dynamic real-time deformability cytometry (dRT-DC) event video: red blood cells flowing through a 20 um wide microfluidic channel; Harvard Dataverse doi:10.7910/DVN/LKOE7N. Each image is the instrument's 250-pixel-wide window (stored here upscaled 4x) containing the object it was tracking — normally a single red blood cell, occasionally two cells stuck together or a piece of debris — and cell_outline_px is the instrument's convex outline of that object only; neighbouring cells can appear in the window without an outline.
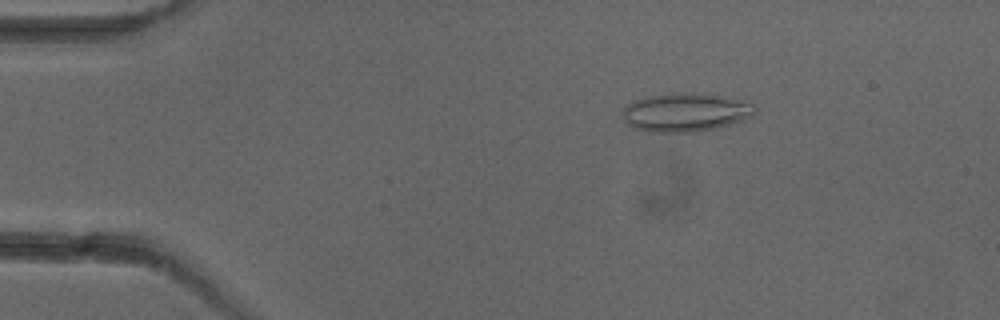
{"species": "common noctule bat (a hibernating species)", "species_latin": "Nyctalus noctula", "temperature_condition": "cold", "stored_images_in_passage": 6, "camera_frame_rate_fps": 3000, "um_per_image_px": 0.085, "animal": {"sex": "female"}, "frame": {"image": 1, "passage_image": 3, "time_ms": 2.333, "image_size_px": [1000, 320], "cell_outline_px": [[756, 112], [752, 116], [744, 120], [716, 128], [696, 132], [648, 132], [636, 128], [628, 124], [624, 120], [624, 108], [628, 104], [644, 96], [668, 92], [696, 92], [724, 96], [752, 104], [756, 108]], "centroid_in_image_um": [58.27, 9.53], "position_along_channel_um": 26.7, "area_um2": 30.0}}